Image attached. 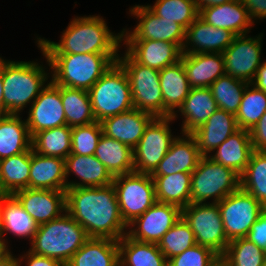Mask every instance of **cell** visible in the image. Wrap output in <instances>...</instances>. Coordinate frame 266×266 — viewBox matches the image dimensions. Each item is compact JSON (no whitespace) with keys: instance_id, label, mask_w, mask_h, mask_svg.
Returning <instances> with one entry per match:
<instances>
[{"instance_id":"1","label":"cell","mask_w":266,"mask_h":266,"mask_svg":"<svg viewBox=\"0 0 266 266\" xmlns=\"http://www.w3.org/2000/svg\"><path fill=\"white\" fill-rule=\"evenodd\" d=\"M66 212L84 229L88 237L119 241L127 234L114 185L75 187L65 191ZM126 230V231H124Z\"/></svg>"},{"instance_id":"2","label":"cell","mask_w":266,"mask_h":266,"mask_svg":"<svg viewBox=\"0 0 266 266\" xmlns=\"http://www.w3.org/2000/svg\"><path fill=\"white\" fill-rule=\"evenodd\" d=\"M45 54H118L122 32L114 35L100 16L74 18L59 43L37 38Z\"/></svg>"},{"instance_id":"3","label":"cell","mask_w":266,"mask_h":266,"mask_svg":"<svg viewBox=\"0 0 266 266\" xmlns=\"http://www.w3.org/2000/svg\"><path fill=\"white\" fill-rule=\"evenodd\" d=\"M52 82L59 86L89 90L117 62L119 54H45Z\"/></svg>"},{"instance_id":"4","label":"cell","mask_w":266,"mask_h":266,"mask_svg":"<svg viewBox=\"0 0 266 266\" xmlns=\"http://www.w3.org/2000/svg\"><path fill=\"white\" fill-rule=\"evenodd\" d=\"M48 77L37 62L2 59L4 115H19L28 103H33Z\"/></svg>"},{"instance_id":"5","label":"cell","mask_w":266,"mask_h":266,"mask_svg":"<svg viewBox=\"0 0 266 266\" xmlns=\"http://www.w3.org/2000/svg\"><path fill=\"white\" fill-rule=\"evenodd\" d=\"M89 237L66 211L59 218L39 225L29 251L66 265Z\"/></svg>"},{"instance_id":"6","label":"cell","mask_w":266,"mask_h":266,"mask_svg":"<svg viewBox=\"0 0 266 266\" xmlns=\"http://www.w3.org/2000/svg\"><path fill=\"white\" fill-rule=\"evenodd\" d=\"M88 93L97 122L134 108L129 78L118 62L95 82Z\"/></svg>"},{"instance_id":"7","label":"cell","mask_w":266,"mask_h":266,"mask_svg":"<svg viewBox=\"0 0 266 266\" xmlns=\"http://www.w3.org/2000/svg\"><path fill=\"white\" fill-rule=\"evenodd\" d=\"M240 179L231 168L202 156L191 173L190 203H206L213 197V203H218L240 188Z\"/></svg>"},{"instance_id":"8","label":"cell","mask_w":266,"mask_h":266,"mask_svg":"<svg viewBox=\"0 0 266 266\" xmlns=\"http://www.w3.org/2000/svg\"><path fill=\"white\" fill-rule=\"evenodd\" d=\"M117 62L129 78L134 108L154 117H163V96L159 70L137 63L127 52Z\"/></svg>"},{"instance_id":"9","label":"cell","mask_w":266,"mask_h":266,"mask_svg":"<svg viewBox=\"0 0 266 266\" xmlns=\"http://www.w3.org/2000/svg\"><path fill=\"white\" fill-rule=\"evenodd\" d=\"M121 217L128 226L157 201L150 174L131 172L114 177L113 183Z\"/></svg>"},{"instance_id":"10","label":"cell","mask_w":266,"mask_h":266,"mask_svg":"<svg viewBox=\"0 0 266 266\" xmlns=\"http://www.w3.org/2000/svg\"><path fill=\"white\" fill-rule=\"evenodd\" d=\"M182 218L194 232L198 245L211 248L220 257L225 253L230 241L217 203H190L182 209Z\"/></svg>"},{"instance_id":"11","label":"cell","mask_w":266,"mask_h":266,"mask_svg":"<svg viewBox=\"0 0 266 266\" xmlns=\"http://www.w3.org/2000/svg\"><path fill=\"white\" fill-rule=\"evenodd\" d=\"M170 117H155L146 127L139 143L133 149L134 172L152 174L176 139L171 134Z\"/></svg>"},{"instance_id":"12","label":"cell","mask_w":266,"mask_h":266,"mask_svg":"<svg viewBox=\"0 0 266 266\" xmlns=\"http://www.w3.org/2000/svg\"><path fill=\"white\" fill-rule=\"evenodd\" d=\"M229 241L247 236L264 206L241 187L217 203Z\"/></svg>"},{"instance_id":"13","label":"cell","mask_w":266,"mask_h":266,"mask_svg":"<svg viewBox=\"0 0 266 266\" xmlns=\"http://www.w3.org/2000/svg\"><path fill=\"white\" fill-rule=\"evenodd\" d=\"M262 34L258 37L237 35L232 44L222 53L225 74L250 83L254 80L261 63Z\"/></svg>"},{"instance_id":"14","label":"cell","mask_w":266,"mask_h":266,"mask_svg":"<svg viewBox=\"0 0 266 266\" xmlns=\"http://www.w3.org/2000/svg\"><path fill=\"white\" fill-rule=\"evenodd\" d=\"M131 15L140 21L131 32L123 29L122 40H155L175 43L181 50L185 42L186 30L178 23L163 20L152 13L146 5H135L130 9ZM129 32V33H128Z\"/></svg>"},{"instance_id":"15","label":"cell","mask_w":266,"mask_h":266,"mask_svg":"<svg viewBox=\"0 0 266 266\" xmlns=\"http://www.w3.org/2000/svg\"><path fill=\"white\" fill-rule=\"evenodd\" d=\"M182 217V209L173 204L156 202L128 227L127 235L140 242L156 243ZM137 226V227H136ZM135 227V228H133Z\"/></svg>"},{"instance_id":"16","label":"cell","mask_w":266,"mask_h":266,"mask_svg":"<svg viewBox=\"0 0 266 266\" xmlns=\"http://www.w3.org/2000/svg\"><path fill=\"white\" fill-rule=\"evenodd\" d=\"M30 106L26 123L31 137L42 130L67 125L60 86L52 81L45 85Z\"/></svg>"},{"instance_id":"17","label":"cell","mask_w":266,"mask_h":266,"mask_svg":"<svg viewBox=\"0 0 266 266\" xmlns=\"http://www.w3.org/2000/svg\"><path fill=\"white\" fill-rule=\"evenodd\" d=\"M13 195L39 225L59 218L66 211L65 191L26 188Z\"/></svg>"},{"instance_id":"18","label":"cell","mask_w":266,"mask_h":266,"mask_svg":"<svg viewBox=\"0 0 266 266\" xmlns=\"http://www.w3.org/2000/svg\"><path fill=\"white\" fill-rule=\"evenodd\" d=\"M235 36L231 31L215 28L198 17L186 29L182 53H223L232 44Z\"/></svg>"},{"instance_id":"19","label":"cell","mask_w":266,"mask_h":266,"mask_svg":"<svg viewBox=\"0 0 266 266\" xmlns=\"http://www.w3.org/2000/svg\"><path fill=\"white\" fill-rule=\"evenodd\" d=\"M155 117L133 108L127 112L105 118L100 122L103 134L134 149L146 127Z\"/></svg>"},{"instance_id":"20","label":"cell","mask_w":266,"mask_h":266,"mask_svg":"<svg viewBox=\"0 0 266 266\" xmlns=\"http://www.w3.org/2000/svg\"><path fill=\"white\" fill-rule=\"evenodd\" d=\"M125 50L137 63L161 70L180 61L182 50L172 42L155 40H122Z\"/></svg>"},{"instance_id":"21","label":"cell","mask_w":266,"mask_h":266,"mask_svg":"<svg viewBox=\"0 0 266 266\" xmlns=\"http://www.w3.org/2000/svg\"><path fill=\"white\" fill-rule=\"evenodd\" d=\"M201 157L195 138L191 134H182L173 141L151 176H165L179 172L192 173L197 168Z\"/></svg>"},{"instance_id":"22","label":"cell","mask_w":266,"mask_h":266,"mask_svg":"<svg viewBox=\"0 0 266 266\" xmlns=\"http://www.w3.org/2000/svg\"><path fill=\"white\" fill-rule=\"evenodd\" d=\"M198 17L205 23L229 30L236 36L248 34L254 24L241 0L201 8Z\"/></svg>"},{"instance_id":"23","label":"cell","mask_w":266,"mask_h":266,"mask_svg":"<svg viewBox=\"0 0 266 266\" xmlns=\"http://www.w3.org/2000/svg\"><path fill=\"white\" fill-rule=\"evenodd\" d=\"M239 130L235 115L217 109L207 121L191 135L195 138L199 153L208 156L230 135Z\"/></svg>"},{"instance_id":"24","label":"cell","mask_w":266,"mask_h":266,"mask_svg":"<svg viewBox=\"0 0 266 266\" xmlns=\"http://www.w3.org/2000/svg\"><path fill=\"white\" fill-rule=\"evenodd\" d=\"M180 60L190 88L209 87L220 76L225 75L222 53H182Z\"/></svg>"},{"instance_id":"25","label":"cell","mask_w":266,"mask_h":266,"mask_svg":"<svg viewBox=\"0 0 266 266\" xmlns=\"http://www.w3.org/2000/svg\"><path fill=\"white\" fill-rule=\"evenodd\" d=\"M29 188L66 191L65 159L38 154L31 148Z\"/></svg>"},{"instance_id":"26","label":"cell","mask_w":266,"mask_h":266,"mask_svg":"<svg viewBox=\"0 0 266 266\" xmlns=\"http://www.w3.org/2000/svg\"><path fill=\"white\" fill-rule=\"evenodd\" d=\"M70 172L82 181L68 182ZM67 189L75 187H103L113 183L114 177L94 155L70 154L65 159Z\"/></svg>"},{"instance_id":"27","label":"cell","mask_w":266,"mask_h":266,"mask_svg":"<svg viewBox=\"0 0 266 266\" xmlns=\"http://www.w3.org/2000/svg\"><path fill=\"white\" fill-rule=\"evenodd\" d=\"M159 80L163 96V117L173 116L175 119V109L182 106L191 89L182 61L161 69Z\"/></svg>"},{"instance_id":"28","label":"cell","mask_w":266,"mask_h":266,"mask_svg":"<svg viewBox=\"0 0 266 266\" xmlns=\"http://www.w3.org/2000/svg\"><path fill=\"white\" fill-rule=\"evenodd\" d=\"M215 150H217L216 153L213 156L209 154L208 157L224 167L231 168L241 176L254 151L249 130H237Z\"/></svg>"},{"instance_id":"29","label":"cell","mask_w":266,"mask_h":266,"mask_svg":"<svg viewBox=\"0 0 266 266\" xmlns=\"http://www.w3.org/2000/svg\"><path fill=\"white\" fill-rule=\"evenodd\" d=\"M218 109L209 87L191 88L188 96L179 108L185 117L182 123V133L191 134L201 127Z\"/></svg>"},{"instance_id":"30","label":"cell","mask_w":266,"mask_h":266,"mask_svg":"<svg viewBox=\"0 0 266 266\" xmlns=\"http://www.w3.org/2000/svg\"><path fill=\"white\" fill-rule=\"evenodd\" d=\"M65 266H120L118 241L89 237Z\"/></svg>"},{"instance_id":"31","label":"cell","mask_w":266,"mask_h":266,"mask_svg":"<svg viewBox=\"0 0 266 266\" xmlns=\"http://www.w3.org/2000/svg\"><path fill=\"white\" fill-rule=\"evenodd\" d=\"M32 148V137L20 114L0 116V160Z\"/></svg>"},{"instance_id":"32","label":"cell","mask_w":266,"mask_h":266,"mask_svg":"<svg viewBox=\"0 0 266 266\" xmlns=\"http://www.w3.org/2000/svg\"><path fill=\"white\" fill-rule=\"evenodd\" d=\"M38 228L39 224L24 210L18 199L13 194H8L1 208L0 237L4 245L8 248V243L3 239L5 232L27 237L32 241Z\"/></svg>"},{"instance_id":"33","label":"cell","mask_w":266,"mask_h":266,"mask_svg":"<svg viewBox=\"0 0 266 266\" xmlns=\"http://www.w3.org/2000/svg\"><path fill=\"white\" fill-rule=\"evenodd\" d=\"M118 246L120 266H168L156 243L136 241L125 234Z\"/></svg>"},{"instance_id":"34","label":"cell","mask_w":266,"mask_h":266,"mask_svg":"<svg viewBox=\"0 0 266 266\" xmlns=\"http://www.w3.org/2000/svg\"><path fill=\"white\" fill-rule=\"evenodd\" d=\"M94 156L113 177L134 172L133 149L102 134Z\"/></svg>"},{"instance_id":"35","label":"cell","mask_w":266,"mask_h":266,"mask_svg":"<svg viewBox=\"0 0 266 266\" xmlns=\"http://www.w3.org/2000/svg\"><path fill=\"white\" fill-rule=\"evenodd\" d=\"M156 201L173 204L181 209L190 204L191 173L179 172L165 176H151Z\"/></svg>"},{"instance_id":"36","label":"cell","mask_w":266,"mask_h":266,"mask_svg":"<svg viewBox=\"0 0 266 266\" xmlns=\"http://www.w3.org/2000/svg\"><path fill=\"white\" fill-rule=\"evenodd\" d=\"M60 96L68 126L72 128L96 122L87 90L60 86Z\"/></svg>"},{"instance_id":"37","label":"cell","mask_w":266,"mask_h":266,"mask_svg":"<svg viewBox=\"0 0 266 266\" xmlns=\"http://www.w3.org/2000/svg\"><path fill=\"white\" fill-rule=\"evenodd\" d=\"M72 128L68 125L42 130L32 137L38 154L66 159L71 153Z\"/></svg>"},{"instance_id":"38","label":"cell","mask_w":266,"mask_h":266,"mask_svg":"<svg viewBox=\"0 0 266 266\" xmlns=\"http://www.w3.org/2000/svg\"><path fill=\"white\" fill-rule=\"evenodd\" d=\"M31 149L0 160L3 188L7 194L29 188Z\"/></svg>"},{"instance_id":"39","label":"cell","mask_w":266,"mask_h":266,"mask_svg":"<svg viewBox=\"0 0 266 266\" xmlns=\"http://www.w3.org/2000/svg\"><path fill=\"white\" fill-rule=\"evenodd\" d=\"M240 177V187L266 208V151H253Z\"/></svg>"},{"instance_id":"40","label":"cell","mask_w":266,"mask_h":266,"mask_svg":"<svg viewBox=\"0 0 266 266\" xmlns=\"http://www.w3.org/2000/svg\"><path fill=\"white\" fill-rule=\"evenodd\" d=\"M248 84L246 81L225 74L214 81L209 88L217 107L235 115Z\"/></svg>"},{"instance_id":"41","label":"cell","mask_w":266,"mask_h":266,"mask_svg":"<svg viewBox=\"0 0 266 266\" xmlns=\"http://www.w3.org/2000/svg\"><path fill=\"white\" fill-rule=\"evenodd\" d=\"M146 7L163 20L174 21L185 30L198 18L199 10L195 0H156Z\"/></svg>"},{"instance_id":"42","label":"cell","mask_w":266,"mask_h":266,"mask_svg":"<svg viewBox=\"0 0 266 266\" xmlns=\"http://www.w3.org/2000/svg\"><path fill=\"white\" fill-rule=\"evenodd\" d=\"M266 252L247 238L231 240L221 256L224 266H263Z\"/></svg>"},{"instance_id":"43","label":"cell","mask_w":266,"mask_h":266,"mask_svg":"<svg viewBox=\"0 0 266 266\" xmlns=\"http://www.w3.org/2000/svg\"><path fill=\"white\" fill-rule=\"evenodd\" d=\"M265 112L266 92L249 83L245 87L242 101L235 114L239 129L250 131Z\"/></svg>"},{"instance_id":"44","label":"cell","mask_w":266,"mask_h":266,"mask_svg":"<svg viewBox=\"0 0 266 266\" xmlns=\"http://www.w3.org/2000/svg\"><path fill=\"white\" fill-rule=\"evenodd\" d=\"M194 232L191 227L181 217L162 239L158 242V247L167 261L180 253H183L186 249L196 245Z\"/></svg>"},{"instance_id":"45","label":"cell","mask_w":266,"mask_h":266,"mask_svg":"<svg viewBox=\"0 0 266 266\" xmlns=\"http://www.w3.org/2000/svg\"><path fill=\"white\" fill-rule=\"evenodd\" d=\"M103 134L100 122L85 126L72 127L71 153L77 155H94Z\"/></svg>"},{"instance_id":"46","label":"cell","mask_w":266,"mask_h":266,"mask_svg":"<svg viewBox=\"0 0 266 266\" xmlns=\"http://www.w3.org/2000/svg\"><path fill=\"white\" fill-rule=\"evenodd\" d=\"M220 262L221 257L211 248L196 244L170 258L168 266H217Z\"/></svg>"},{"instance_id":"47","label":"cell","mask_w":266,"mask_h":266,"mask_svg":"<svg viewBox=\"0 0 266 266\" xmlns=\"http://www.w3.org/2000/svg\"><path fill=\"white\" fill-rule=\"evenodd\" d=\"M245 238L266 252V208L261 211Z\"/></svg>"},{"instance_id":"48","label":"cell","mask_w":266,"mask_h":266,"mask_svg":"<svg viewBox=\"0 0 266 266\" xmlns=\"http://www.w3.org/2000/svg\"><path fill=\"white\" fill-rule=\"evenodd\" d=\"M254 151H266V112L249 131Z\"/></svg>"},{"instance_id":"49","label":"cell","mask_w":266,"mask_h":266,"mask_svg":"<svg viewBox=\"0 0 266 266\" xmlns=\"http://www.w3.org/2000/svg\"><path fill=\"white\" fill-rule=\"evenodd\" d=\"M27 254L21 256L19 260L26 259L27 266H65L60 261L45 257L42 255L34 254L31 251L26 252Z\"/></svg>"},{"instance_id":"50","label":"cell","mask_w":266,"mask_h":266,"mask_svg":"<svg viewBox=\"0 0 266 266\" xmlns=\"http://www.w3.org/2000/svg\"><path fill=\"white\" fill-rule=\"evenodd\" d=\"M250 18L256 20L266 18V0H241Z\"/></svg>"},{"instance_id":"51","label":"cell","mask_w":266,"mask_h":266,"mask_svg":"<svg viewBox=\"0 0 266 266\" xmlns=\"http://www.w3.org/2000/svg\"><path fill=\"white\" fill-rule=\"evenodd\" d=\"M259 90L266 92V61L259 67L254 77V80L251 82Z\"/></svg>"},{"instance_id":"52","label":"cell","mask_w":266,"mask_h":266,"mask_svg":"<svg viewBox=\"0 0 266 266\" xmlns=\"http://www.w3.org/2000/svg\"><path fill=\"white\" fill-rule=\"evenodd\" d=\"M10 250L0 257V266H21L19 258L12 256Z\"/></svg>"},{"instance_id":"53","label":"cell","mask_w":266,"mask_h":266,"mask_svg":"<svg viewBox=\"0 0 266 266\" xmlns=\"http://www.w3.org/2000/svg\"><path fill=\"white\" fill-rule=\"evenodd\" d=\"M198 10L204 7H209L213 5H219L227 2H232L235 0H195Z\"/></svg>"},{"instance_id":"54","label":"cell","mask_w":266,"mask_h":266,"mask_svg":"<svg viewBox=\"0 0 266 266\" xmlns=\"http://www.w3.org/2000/svg\"><path fill=\"white\" fill-rule=\"evenodd\" d=\"M3 79H2V58L0 57V116L4 115V100H3Z\"/></svg>"},{"instance_id":"55","label":"cell","mask_w":266,"mask_h":266,"mask_svg":"<svg viewBox=\"0 0 266 266\" xmlns=\"http://www.w3.org/2000/svg\"><path fill=\"white\" fill-rule=\"evenodd\" d=\"M9 249L4 245L2 238L0 237V257L4 255Z\"/></svg>"},{"instance_id":"56","label":"cell","mask_w":266,"mask_h":266,"mask_svg":"<svg viewBox=\"0 0 266 266\" xmlns=\"http://www.w3.org/2000/svg\"><path fill=\"white\" fill-rule=\"evenodd\" d=\"M8 194H0V228H1V208L3 205V200Z\"/></svg>"},{"instance_id":"57","label":"cell","mask_w":266,"mask_h":266,"mask_svg":"<svg viewBox=\"0 0 266 266\" xmlns=\"http://www.w3.org/2000/svg\"><path fill=\"white\" fill-rule=\"evenodd\" d=\"M0 194H7L3 188V181L1 176V167H0Z\"/></svg>"},{"instance_id":"58","label":"cell","mask_w":266,"mask_h":266,"mask_svg":"<svg viewBox=\"0 0 266 266\" xmlns=\"http://www.w3.org/2000/svg\"><path fill=\"white\" fill-rule=\"evenodd\" d=\"M217 266H224L221 262Z\"/></svg>"}]
</instances>
